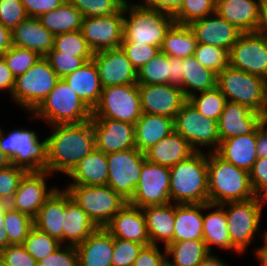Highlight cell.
<instances>
[{"instance_id": "53", "label": "cell", "mask_w": 267, "mask_h": 266, "mask_svg": "<svg viewBox=\"0 0 267 266\" xmlns=\"http://www.w3.org/2000/svg\"><path fill=\"white\" fill-rule=\"evenodd\" d=\"M26 172L25 169L13 164L0 169V200L10 202Z\"/></svg>"}, {"instance_id": "48", "label": "cell", "mask_w": 267, "mask_h": 266, "mask_svg": "<svg viewBox=\"0 0 267 266\" xmlns=\"http://www.w3.org/2000/svg\"><path fill=\"white\" fill-rule=\"evenodd\" d=\"M83 17L107 16L131 3L127 0H68Z\"/></svg>"}, {"instance_id": "4", "label": "cell", "mask_w": 267, "mask_h": 266, "mask_svg": "<svg viewBox=\"0 0 267 266\" xmlns=\"http://www.w3.org/2000/svg\"><path fill=\"white\" fill-rule=\"evenodd\" d=\"M124 14L129 16L123 17L122 43H142L160 49L167 32L175 24L172 14L147 9L139 3L124 6Z\"/></svg>"}, {"instance_id": "50", "label": "cell", "mask_w": 267, "mask_h": 266, "mask_svg": "<svg viewBox=\"0 0 267 266\" xmlns=\"http://www.w3.org/2000/svg\"><path fill=\"white\" fill-rule=\"evenodd\" d=\"M44 57L47 59L51 68L56 72L59 78H64L82 67L88 61L92 60V58H80L63 54L62 52L56 51L54 48Z\"/></svg>"}, {"instance_id": "69", "label": "cell", "mask_w": 267, "mask_h": 266, "mask_svg": "<svg viewBox=\"0 0 267 266\" xmlns=\"http://www.w3.org/2000/svg\"><path fill=\"white\" fill-rule=\"evenodd\" d=\"M11 164V159L0 149V169L6 168Z\"/></svg>"}, {"instance_id": "56", "label": "cell", "mask_w": 267, "mask_h": 266, "mask_svg": "<svg viewBox=\"0 0 267 266\" xmlns=\"http://www.w3.org/2000/svg\"><path fill=\"white\" fill-rule=\"evenodd\" d=\"M0 262L5 266H38L22 245H8L1 250Z\"/></svg>"}, {"instance_id": "65", "label": "cell", "mask_w": 267, "mask_h": 266, "mask_svg": "<svg viewBox=\"0 0 267 266\" xmlns=\"http://www.w3.org/2000/svg\"><path fill=\"white\" fill-rule=\"evenodd\" d=\"M12 47L11 30L0 22V56Z\"/></svg>"}, {"instance_id": "55", "label": "cell", "mask_w": 267, "mask_h": 266, "mask_svg": "<svg viewBox=\"0 0 267 266\" xmlns=\"http://www.w3.org/2000/svg\"><path fill=\"white\" fill-rule=\"evenodd\" d=\"M38 266H79L76 246L64 244L56 251L37 262Z\"/></svg>"}, {"instance_id": "60", "label": "cell", "mask_w": 267, "mask_h": 266, "mask_svg": "<svg viewBox=\"0 0 267 266\" xmlns=\"http://www.w3.org/2000/svg\"><path fill=\"white\" fill-rule=\"evenodd\" d=\"M182 2L183 0H143L139 5L147 9L164 11L173 15L181 7Z\"/></svg>"}, {"instance_id": "66", "label": "cell", "mask_w": 267, "mask_h": 266, "mask_svg": "<svg viewBox=\"0 0 267 266\" xmlns=\"http://www.w3.org/2000/svg\"><path fill=\"white\" fill-rule=\"evenodd\" d=\"M256 33L267 39V0H262L260 8V20Z\"/></svg>"}, {"instance_id": "31", "label": "cell", "mask_w": 267, "mask_h": 266, "mask_svg": "<svg viewBox=\"0 0 267 266\" xmlns=\"http://www.w3.org/2000/svg\"><path fill=\"white\" fill-rule=\"evenodd\" d=\"M74 93L91 109L98 104L102 86L93 60L63 78Z\"/></svg>"}, {"instance_id": "59", "label": "cell", "mask_w": 267, "mask_h": 266, "mask_svg": "<svg viewBox=\"0 0 267 266\" xmlns=\"http://www.w3.org/2000/svg\"><path fill=\"white\" fill-rule=\"evenodd\" d=\"M28 17L38 18L40 15L54 10L66 0H20Z\"/></svg>"}, {"instance_id": "36", "label": "cell", "mask_w": 267, "mask_h": 266, "mask_svg": "<svg viewBox=\"0 0 267 266\" xmlns=\"http://www.w3.org/2000/svg\"><path fill=\"white\" fill-rule=\"evenodd\" d=\"M182 63L183 83L180 88L186 99L198 91L204 92L217 86V74L202 66L193 55L183 58Z\"/></svg>"}, {"instance_id": "46", "label": "cell", "mask_w": 267, "mask_h": 266, "mask_svg": "<svg viewBox=\"0 0 267 266\" xmlns=\"http://www.w3.org/2000/svg\"><path fill=\"white\" fill-rule=\"evenodd\" d=\"M215 12L214 0H183L181 7L173 14V17L176 24L189 25Z\"/></svg>"}, {"instance_id": "64", "label": "cell", "mask_w": 267, "mask_h": 266, "mask_svg": "<svg viewBox=\"0 0 267 266\" xmlns=\"http://www.w3.org/2000/svg\"><path fill=\"white\" fill-rule=\"evenodd\" d=\"M9 208V202L0 200V251L8 246V235L4 227V214Z\"/></svg>"}, {"instance_id": "49", "label": "cell", "mask_w": 267, "mask_h": 266, "mask_svg": "<svg viewBox=\"0 0 267 266\" xmlns=\"http://www.w3.org/2000/svg\"><path fill=\"white\" fill-rule=\"evenodd\" d=\"M2 56L15 78L24 74L41 58L35 51L16 46H12Z\"/></svg>"}, {"instance_id": "14", "label": "cell", "mask_w": 267, "mask_h": 266, "mask_svg": "<svg viewBox=\"0 0 267 266\" xmlns=\"http://www.w3.org/2000/svg\"><path fill=\"white\" fill-rule=\"evenodd\" d=\"M128 203L140 208L171 203L169 168L146 160L139 183Z\"/></svg>"}, {"instance_id": "62", "label": "cell", "mask_w": 267, "mask_h": 266, "mask_svg": "<svg viewBox=\"0 0 267 266\" xmlns=\"http://www.w3.org/2000/svg\"><path fill=\"white\" fill-rule=\"evenodd\" d=\"M267 118L260 117L258 122L257 156L267 157Z\"/></svg>"}, {"instance_id": "71", "label": "cell", "mask_w": 267, "mask_h": 266, "mask_svg": "<svg viewBox=\"0 0 267 266\" xmlns=\"http://www.w3.org/2000/svg\"><path fill=\"white\" fill-rule=\"evenodd\" d=\"M257 259L260 262V266H267V252H258Z\"/></svg>"}, {"instance_id": "54", "label": "cell", "mask_w": 267, "mask_h": 266, "mask_svg": "<svg viewBox=\"0 0 267 266\" xmlns=\"http://www.w3.org/2000/svg\"><path fill=\"white\" fill-rule=\"evenodd\" d=\"M20 0H0V22L9 30L27 18Z\"/></svg>"}, {"instance_id": "40", "label": "cell", "mask_w": 267, "mask_h": 266, "mask_svg": "<svg viewBox=\"0 0 267 266\" xmlns=\"http://www.w3.org/2000/svg\"><path fill=\"white\" fill-rule=\"evenodd\" d=\"M167 256H172V261L167 259L170 266H198L210 253L204 240H185L167 244Z\"/></svg>"}, {"instance_id": "11", "label": "cell", "mask_w": 267, "mask_h": 266, "mask_svg": "<svg viewBox=\"0 0 267 266\" xmlns=\"http://www.w3.org/2000/svg\"><path fill=\"white\" fill-rule=\"evenodd\" d=\"M174 130L197 152L209 147L215 152L220 144L218 122L203 116L187 99L174 118ZM198 146V147H197Z\"/></svg>"}, {"instance_id": "8", "label": "cell", "mask_w": 267, "mask_h": 266, "mask_svg": "<svg viewBox=\"0 0 267 266\" xmlns=\"http://www.w3.org/2000/svg\"><path fill=\"white\" fill-rule=\"evenodd\" d=\"M60 78L45 57L24 74L15 78L12 99L28 111H34L55 87Z\"/></svg>"}, {"instance_id": "61", "label": "cell", "mask_w": 267, "mask_h": 266, "mask_svg": "<svg viewBox=\"0 0 267 266\" xmlns=\"http://www.w3.org/2000/svg\"><path fill=\"white\" fill-rule=\"evenodd\" d=\"M168 65H169V84H173L180 87L181 84L183 83L182 59L168 56Z\"/></svg>"}, {"instance_id": "34", "label": "cell", "mask_w": 267, "mask_h": 266, "mask_svg": "<svg viewBox=\"0 0 267 266\" xmlns=\"http://www.w3.org/2000/svg\"><path fill=\"white\" fill-rule=\"evenodd\" d=\"M64 216L63 242L67 245H78L98 228L67 191Z\"/></svg>"}, {"instance_id": "29", "label": "cell", "mask_w": 267, "mask_h": 266, "mask_svg": "<svg viewBox=\"0 0 267 266\" xmlns=\"http://www.w3.org/2000/svg\"><path fill=\"white\" fill-rule=\"evenodd\" d=\"M66 211V190L56 189L44 202L33 219L34 226L50 237L63 243L64 214Z\"/></svg>"}, {"instance_id": "47", "label": "cell", "mask_w": 267, "mask_h": 266, "mask_svg": "<svg viewBox=\"0 0 267 266\" xmlns=\"http://www.w3.org/2000/svg\"><path fill=\"white\" fill-rule=\"evenodd\" d=\"M193 56L217 75L229 65V53L221 47L197 43Z\"/></svg>"}, {"instance_id": "28", "label": "cell", "mask_w": 267, "mask_h": 266, "mask_svg": "<svg viewBox=\"0 0 267 266\" xmlns=\"http://www.w3.org/2000/svg\"><path fill=\"white\" fill-rule=\"evenodd\" d=\"M210 203L175 204L174 235L168 243L185 240H203V214L212 209Z\"/></svg>"}, {"instance_id": "52", "label": "cell", "mask_w": 267, "mask_h": 266, "mask_svg": "<svg viewBox=\"0 0 267 266\" xmlns=\"http://www.w3.org/2000/svg\"><path fill=\"white\" fill-rule=\"evenodd\" d=\"M120 47L137 72L160 52L158 47L142 43H121Z\"/></svg>"}, {"instance_id": "6", "label": "cell", "mask_w": 267, "mask_h": 266, "mask_svg": "<svg viewBox=\"0 0 267 266\" xmlns=\"http://www.w3.org/2000/svg\"><path fill=\"white\" fill-rule=\"evenodd\" d=\"M0 127V149L14 166L28 171H43L47 167V138L39 141L35 131L17 129L8 134ZM6 134V135H5Z\"/></svg>"}, {"instance_id": "26", "label": "cell", "mask_w": 267, "mask_h": 266, "mask_svg": "<svg viewBox=\"0 0 267 266\" xmlns=\"http://www.w3.org/2000/svg\"><path fill=\"white\" fill-rule=\"evenodd\" d=\"M76 249L79 266H112L114 237L105 227H98Z\"/></svg>"}, {"instance_id": "17", "label": "cell", "mask_w": 267, "mask_h": 266, "mask_svg": "<svg viewBox=\"0 0 267 266\" xmlns=\"http://www.w3.org/2000/svg\"><path fill=\"white\" fill-rule=\"evenodd\" d=\"M49 175L51 174L46 170L26 172L20 180L9 206L34 219L44 202L57 189L55 187L47 190L46 178Z\"/></svg>"}, {"instance_id": "23", "label": "cell", "mask_w": 267, "mask_h": 266, "mask_svg": "<svg viewBox=\"0 0 267 266\" xmlns=\"http://www.w3.org/2000/svg\"><path fill=\"white\" fill-rule=\"evenodd\" d=\"M260 117L247 106L227 101L218 120L220 141L253 133L258 128Z\"/></svg>"}, {"instance_id": "67", "label": "cell", "mask_w": 267, "mask_h": 266, "mask_svg": "<svg viewBox=\"0 0 267 266\" xmlns=\"http://www.w3.org/2000/svg\"><path fill=\"white\" fill-rule=\"evenodd\" d=\"M198 266H228L219 257L209 253Z\"/></svg>"}, {"instance_id": "70", "label": "cell", "mask_w": 267, "mask_h": 266, "mask_svg": "<svg viewBox=\"0 0 267 266\" xmlns=\"http://www.w3.org/2000/svg\"><path fill=\"white\" fill-rule=\"evenodd\" d=\"M262 236H263L264 246L257 247L258 249H256V252H255L256 256L258 252H267V230H265Z\"/></svg>"}, {"instance_id": "38", "label": "cell", "mask_w": 267, "mask_h": 266, "mask_svg": "<svg viewBox=\"0 0 267 266\" xmlns=\"http://www.w3.org/2000/svg\"><path fill=\"white\" fill-rule=\"evenodd\" d=\"M214 211L203 215V240L207 249L211 253V245H215L224 250H234L240 252L232 245L224 207L213 204Z\"/></svg>"}, {"instance_id": "22", "label": "cell", "mask_w": 267, "mask_h": 266, "mask_svg": "<svg viewBox=\"0 0 267 266\" xmlns=\"http://www.w3.org/2000/svg\"><path fill=\"white\" fill-rule=\"evenodd\" d=\"M114 237L150 245L145 215L142 208L127 203L105 226Z\"/></svg>"}, {"instance_id": "1", "label": "cell", "mask_w": 267, "mask_h": 266, "mask_svg": "<svg viewBox=\"0 0 267 266\" xmlns=\"http://www.w3.org/2000/svg\"><path fill=\"white\" fill-rule=\"evenodd\" d=\"M54 131L47 137L46 171L66 175L89 153L96 149L92 120L77 124L51 125Z\"/></svg>"}, {"instance_id": "33", "label": "cell", "mask_w": 267, "mask_h": 266, "mask_svg": "<svg viewBox=\"0 0 267 266\" xmlns=\"http://www.w3.org/2000/svg\"><path fill=\"white\" fill-rule=\"evenodd\" d=\"M107 154L98 149L87 154L67 175L73 179L70 185H107Z\"/></svg>"}, {"instance_id": "30", "label": "cell", "mask_w": 267, "mask_h": 266, "mask_svg": "<svg viewBox=\"0 0 267 266\" xmlns=\"http://www.w3.org/2000/svg\"><path fill=\"white\" fill-rule=\"evenodd\" d=\"M196 151L175 130L145 152L146 160L171 168Z\"/></svg>"}, {"instance_id": "43", "label": "cell", "mask_w": 267, "mask_h": 266, "mask_svg": "<svg viewBox=\"0 0 267 266\" xmlns=\"http://www.w3.org/2000/svg\"><path fill=\"white\" fill-rule=\"evenodd\" d=\"M54 49L73 57L93 58L94 55L81 30L55 35Z\"/></svg>"}, {"instance_id": "45", "label": "cell", "mask_w": 267, "mask_h": 266, "mask_svg": "<svg viewBox=\"0 0 267 266\" xmlns=\"http://www.w3.org/2000/svg\"><path fill=\"white\" fill-rule=\"evenodd\" d=\"M137 84H169L168 55L159 52L137 72Z\"/></svg>"}, {"instance_id": "72", "label": "cell", "mask_w": 267, "mask_h": 266, "mask_svg": "<svg viewBox=\"0 0 267 266\" xmlns=\"http://www.w3.org/2000/svg\"><path fill=\"white\" fill-rule=\"evenodd\" d=\"M263 196V197H262ZM260 201L263 202L262 206L267 204V190L260 195Z\"/></svg>"}, {"instance_id": "20", "label": "cell", "mask_w": 267, "mask_h": 266, "mask_svg": "<svg viewBox=\"0 0 267 266\" xmlns=\"http://www.w3.org/2000/svg\"><path fill=\"white\" fill-rule=\"evenodd\" d=\"M96 149L104 153L124 151L135 147V124L113 119H91Z\"/></svg>"}, {"instance_id": "37", "label": "cell", "mask_w": 267, "mask_h": 266, "mask_svg": "<svg viewBox=\"0 0 267 266\" xmlns=\"http://www.w3.org/2000/svg\"><path fill=\"white\" fill-rule=\"evenodd\" d=\"M83 18L82 13L66 0L54 10L40 15L38 20L55 36L81 30Z\"/></svg>"}, {"instance_id": "24", "label": "cell", "mask_w": 267, "mask_h": 266, "mask_svg": "<svg viewBox=\"0 0 267 266\" xmlns=\"http://www.w3.org/2000/svg\"><path fill=\"white\" fill-rule=\"evenodd\" d=\"M262 0H222L216 13L242 33L256 32L260 20Z\"/></svg>"}, {"instance_id": "51", "label": "cell", "mask_w": 267, "mask_h": 266, "mask_svg": "<svg viewBox=\"0 0 267 266\" xmlns=\"http://www.w3.org/2000/svg\"><path fill=\"white\" fill-rule=\"evenodd\" d=\"M145 245L121 238H114L112 266H133Z\"/></svg>"}, {"instance_id": "39", "label": "cell", "mask_w": 267, "mask_h": 266, "mask_svg": "<svg viewBox=\"0 0 267 266\" xmlns=\"http://www.w3.org/2000/svg\"><path fill=\"white\" fill-rule=\"evenodd\" d=\"M197 46L196 37L189 25L174 24L167 32L160 51L169 57L192 56Z\"/></svg>"}, {"instance_id": "9", "label": "cell", "mask_w": 267, "mask_h": 266, "mask_svg": "<svg viewBox=\"0 0 267 266\" xmlns=\"http://www.w3.org/2000/svg\"><path fill=\"white\" fill-rule=\"evenodd\" d=\"M138 84L102 88L98 104L92 110V119H113L135 124L141 117Z\"/></svg>"}, {"instance_id": "41", "label": "cell", "mask_w": 267, "mask_h": 266, "mask_svg": "<svg viewBox=\"0 0 267 266\" xmlns=\"http://www.w3.org/2000/svg\"><path fill=\"white\" fill-rule=\"evenodd\" d=\"M200 94L196 93L188 100L203 116L218 122L227 102L226 97L217 86L211 90L200 92Z\"/></svg>"}, {"instance_id": "42", "label": "cell", "mask_w": 267, "mask_h": 266, "mask_svg": "<svg viewBox=\"0 0 267 266\" xmlns=\"http://www.w3.org/2000/svg\"><path fill=\"white\" fill-rule=\"evenodd\" d=\"M33 226V218L9 206L4 214L3 227L8 235V245H22Z\"/></svg>"}, {"instance_id": "27", "label": "cell", "mask_w": 267, "mask_h": 266, "mask_svg": "<svg viewBox=\"0 0 267 266\" xmlns=\"http://www.w3.org/2000/svg\"><path fill=\"white\" fill-rule=\"evenodd\" d=\"M257 139L258 128L251 134L220 141L215 153L224 161L249 172L258 158Z\"/></svg>"}, {"instance_id": "7", "label": "cell", "mask_w": 267, "mask_h": 266, "mask_svg": "<svg viewBox=\"0 0 267 266\" xmlns=\"http://www.w3.org/2000/svg\"><path fill=\"white\" fill-rule=\"evenodd\" d=\"M65 190L97 227H105L128 203L108 185H68Z\"/></svg>"}, {"instance_id": "15", "label": "cell", "mask_w": 267, "mask_h": 266, "mask_svg": "<svg viewBox=\"0 0 267 266\" xmlns=\"http://www.w3.org/2000/svg\"><path fill=\"white\" fill-rule=\"evenodd\" d=\"M229 65L267 79V39L260 34L242 33L229 50Z\"/></svg>"}, {"instance_id": "19", "label": "cell", "mask_w": 267, "mask_h": 266, "mask_svg": "<svg viewBox=\"0 0 267 266\" xmlns=\"http://www.w3.org/2000/svg\"><path fill=\"white\" fill-rule=\"evenodd\" d=\"M102 88L116 85L137 84V71L121 47L94 53Z\"/></svg>"}, {"instance_id": "63", "label": "cell", "mask_w": 267, "mask_h": 266, "mask_svg": "<svg viewBox=\"0 0 267 266\" xmlns=\"http://www.w3.org/2000/svg\"><path fill=\"white\" fill-rule=\"evenodd\" d=\"M15 83V77L13 76L10 69L7 67L3 56H0V90H9L12 94Z\"/></svg>"}, {"instance_id": "12", "label": "cell", "mask_w": 267, "mask_h": 266, "mask_svg": "<svg viewBox=\"0 0 267 266\" xmlns=\"http://www.w3.org/2000/svg\"><path fill=\"white\" fill-rule=\"evenodd\" d=\"M265 79L228 65L217 75V87L227 101L237 102L259 113Z\"/></svg>"}, {"instance_id": "2", "label": "cell", "mask_w": 267, "mask_h": 266, "mask_svg": "<svg viewBox=\"0 0 267 266\" xmlns=\"http://www.w3.org/2000/svg\"><path fill=\"white\" fill-rule=\"evenodd\" d=\"M169 170L172 203H209L208 155L206 153L197 151Z\"/></svg>"}, {"instance_id": "68", "label": "cell", "mask_w": 267, "mask_h": 266, "mask_svg": "<svg viewBox=\"0 0 267 266\" xmlns=\"http://www.w3.org/2000/svg\"><path fill=\"white\" fill-rule=\"evenodd\" d=\"M259 114L261 117L267 118V79L263 85V102Z\"/></svg>"}, {"instance_id": "57", "label": "cell", "mask_w": 267, "mask_h": 266, "mask_svg": "<svg viewBox=\"0 0 267 266\" xmlns=\"http://www.w3.org/2000/svg\"><path fill=\"white\" fill-rule=\"evenodd\" d=\"M163 253L160 252L158 245H146L141 249L133 266H165L169 256H167L166 249Z\"/></svg>"}, {"instance_id": "3", "label": "cell", "mask_w": 267, "mask_h": 266, "mask_svg": "<svg viewBox=\"0 0 267 266\" xmlns=\"http://www.w3.org/2000/svg\"><path fill=\"white\" fill-rule=\"evenodd\" d=\"M208 153L209 203L246 201L256 197L247 170L224 161L215 152Z\"/></svg>"}, {"instance_id": "10", "label": "cell", "mask_w": 267, "mask_h": 266, "mask_svg": "<svg viewBox=\"0 0 267 266\" xmlns=\"http://www.w3.org/2000/svg\"><path fill=\"white\" fill-rule=\"evenodd\" d=\"M259 197L246 201L227 202L221 204L226 208V218L229 236L232 245L242 254L253 241L255 234L260 230L259 223L262 205Z\"/></svg>"}, {"instance_id": "73", "label": "cell", "mask_w": 267, "mask_h": 266, "mask_svg": "<svg viewBox=\"0 0 267 266\" xmlns=\"http://www.w3.org/2000/svg\"><path fill=\"white\" fill-rule=\"evenodd\" d=\"M222 0H214L215 4L221 2Z\"/></svg>"}, {"instance_id": "32", "label": "cell", "mask_w": 267, "mask_h": 266, "mask_svg": "<svg viewBox=\"0 0 267 266\" xmlns=\"http://www.w3.org/2000/svg\"><path fill=\"white\" fill-rule=\"evenodd\" d=\"M173 131V118L142 113L135 123V147L138 151L145 153Z\"/></svg>"}, {"instance_id": "35", "label": "cell", "mask_w": 267, "mask_h": 266, "mask_svg": "<svg viewBox=\"0 0 267 266\" xmlns=\"http://www.w3.org/2000/svg\"><path fill=\"white\" fill-rule=\"evenodd\" d=\"M142 210L151 244L157 245L161 241L165 242V247L174 235L175 204L171 202L165 205L146 206Z\"/></svg>"}, {"instance_id": "25", "label": "cell", "mask_w": 267, "mask_h": 266, "mask_svg": "<svg viewBox=\"0 0 267 266\" xmlns=\"http://www.w3.org/2000/svg\"><path fill=\"white\" fill-rule=\"evenodd\" d=\"M12 46L30 49L44 57L54 48V35L38 18L27 17L11 30Z\"/></svg>"}, {"instance_id": "18", "label": "cell", "mask_w": 267, "mask_h": 266, "mask_svg": "<svg viewBox=\"0 0 267 266\" xmlns=\"http://www.w3.org/2000/svg\"><path fill=\"white\" fill-rule=\"evenodd\" d=\"M142 113L175 118L187 100L179 86L173 84H138Z\"/></svg>"}, {"instance_id": "13", "label": "cell", "mask_w": 267, "mask_h": 266, "mask_svg": "<svg viewBox=\"0 0 267 266\" xmlns=\"http://www.w3.org/2000/svg\"><path fill=\"white\" fill-rule=\"evenodd\" d=\"M108 182L115 192L129 200L137 187L142 166L146 161L145 153L136 148L107 153Z\"/></svg>"}, {"instance_id": "21", "label": "cell", "mask_w": 267, "mask_h": 266, "mask_svg": "<svg viewBox=\"0 0 267 266\" xmlns=\"http://www.w3.org/2000/svg\"><path fill=\"white\" fill-rule=\"evenodd\" d=\"M197 43L221 47L229 52L242 32L216 12L189 24Z\"/></svg>"}, {"instance_id": "58", "label": "cell", "mask_w": 267, "mask_h": 266, "mask_svg": "<svg viewBox=\"0 0 267 266\" xmlns=\"http://www.w3.org/2000/svg\"><path fill=\"white\" fill-rule=\"evenodd\" d=\"M250 183L257 197L267 190V157H259L249 171Z\"/></svg>"}, {"instance_id": "44", "label": "cell", "mask_w": 267, "mask_h": 266, "mask_svg": "<svg viewBox=\"0 0 267 266\" xmlns=\"http://www.w3.org/2000/svg\"><path fill=\"white\" fill-rule=\"evenodd\" d=\"M62 244L35 226L31 228L22 246L38 262L57 250Z\"/></svg>"}, {"instance_id": "5", "label": "cell", "mask_w": 267, "mask_h": 266, "mask_svg": "<svg viewBox=\"0 0 267 266\" xmlns=\"http://www.w3.org/2000/svg\"><path fill=\"white\" fill-rule=\"evenodd\" d=\"M50 125L77 124L92 119V110L74 93L63 78L31 113Z\"/></svg>"}, {"instance_id": "16", "label": "cell", "mask_w": 267, "mask_h": 266, "mask_svg": "<svg viewBox=\"0 0 267 266\" xmlns=\"http://www.w3.org/2000/svg\"><path fill=\"white\" fill-rule=\"evenodd\" d=\"M124 7L107 16L84 17L81 31L91 50L96 53L119 48L123 41Z\"/></svg>"}]
</instances>
